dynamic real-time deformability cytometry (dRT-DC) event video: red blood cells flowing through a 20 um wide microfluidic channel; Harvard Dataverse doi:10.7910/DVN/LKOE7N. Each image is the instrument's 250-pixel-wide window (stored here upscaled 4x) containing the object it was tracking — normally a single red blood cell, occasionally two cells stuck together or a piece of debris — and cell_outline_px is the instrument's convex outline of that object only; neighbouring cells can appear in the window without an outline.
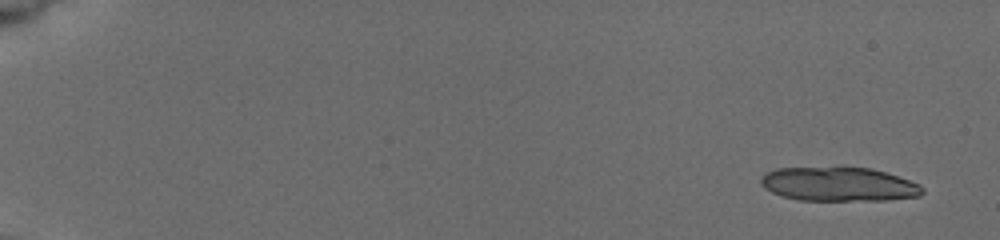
{"species": "common noctule bat (a hibernating species)", "species_latin": "Nyctalus noctula", "temperature_condition": "cold", "stored_images_in_passage": 10, "camera_frame_rate_fps": 3000, "um_per_image_px": 0.085, "animal": {"sex": "female", "body_mass_g": 19.5, "forearm_length_mm": 54.1}, "frame": {"image": 1, "passage_image": 1, "time_ms": 0.0, "image_size_px": [1000, 240], "cell_outline_px": [[924, 192], [920, 196], [888, 200], [800, 200], [784, 196], [772, 192], [764, 188], [760, 184], [760, 180], [768, 172], [776, 168], [840, 164], [872, 168], [920, 184], [924, 188]], "centroid_in_image_um": [71.29, 15.61], "position_along_channel_um": 13.7, "area_um2": 33.06}}
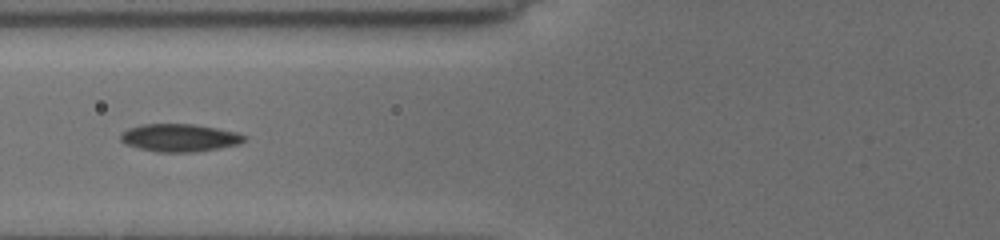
{"frame": {"image": 2, "passage_image": 9, "time_ms": 7.333, "image_size_px": [1000, 240], "cell_outline_px": [[248, 136], [240, 144], [196, 152], [156, 152], [124, 144], [120, 140], [120, 132], [128, 128], [140, 124], [196, 124], [236, 132]], "centroid_in_image_um": [15.23, 11.7], "position_along_channel_um": 110.6, "area_um2": 20.17}}
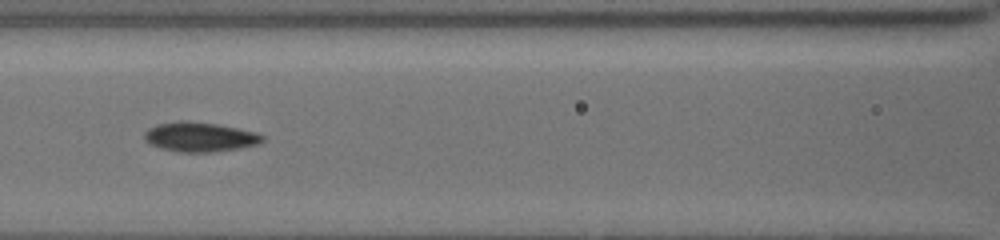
{"frame": {"image": 3, "passage_image": 10, "time_ms": 8.333, "image_size_px": [1000, 240], "cell_outline_px": [[264, 140], [260, 144], [240, 148], [216, 152], [180, 152], [160, 148], [148, 144], [144, 140], [144, 132], [148, 128], [156, 124], [180, 120], [184, 120], [216, 124], [256, 132], [264, 136]], "centroid_in_image_um": [16.96, 11.64], "position_along_channel_um": 149.6, "area_um2": 20.58}}